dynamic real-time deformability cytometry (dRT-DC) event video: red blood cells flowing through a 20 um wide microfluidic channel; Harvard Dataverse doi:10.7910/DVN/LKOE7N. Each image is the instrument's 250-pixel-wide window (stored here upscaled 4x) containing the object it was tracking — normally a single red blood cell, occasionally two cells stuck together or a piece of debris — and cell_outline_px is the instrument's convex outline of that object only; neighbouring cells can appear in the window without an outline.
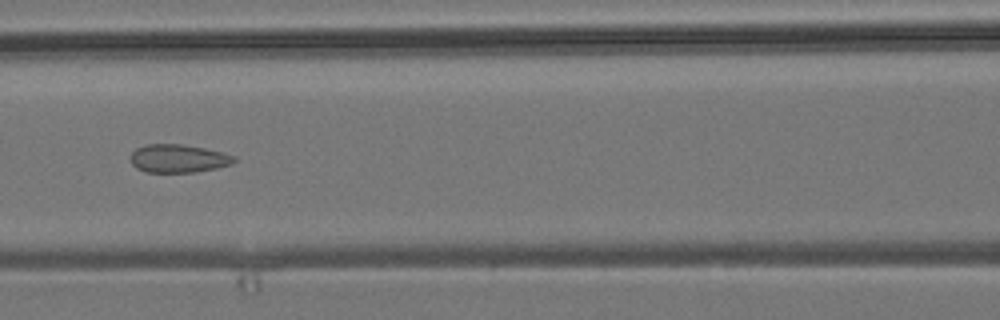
{"species": "common noctule bat (a hibernating species)", "species_latin": "Nyctalus noctula", "temperature_condition": "room temperature", "stored_images_in_passage": 6, "camera_frame_rate_fps": 3000, "um_per_image_px": 0.085, "animal": {"sex": "male", "body_mass_g": 19.2, "forearm_length_mm": 51.8}, "frame": {"image": 1, "passage_image": 6, "time_ms": 6.0, "image_size_px": [1000, 320], "cell_outline_px": [[236, 160], [232, 164], [216, 168], [192, 172], [148, 172], [136, 168], [132, 164], [132, 152], [136, 148], [144, 144], [180, 144], [204, 148], [236, 156]], "centroid_in_image_um": [15.15, 13.47], "position_along_channel_um": 151.4, "area_um2": 16.88}}